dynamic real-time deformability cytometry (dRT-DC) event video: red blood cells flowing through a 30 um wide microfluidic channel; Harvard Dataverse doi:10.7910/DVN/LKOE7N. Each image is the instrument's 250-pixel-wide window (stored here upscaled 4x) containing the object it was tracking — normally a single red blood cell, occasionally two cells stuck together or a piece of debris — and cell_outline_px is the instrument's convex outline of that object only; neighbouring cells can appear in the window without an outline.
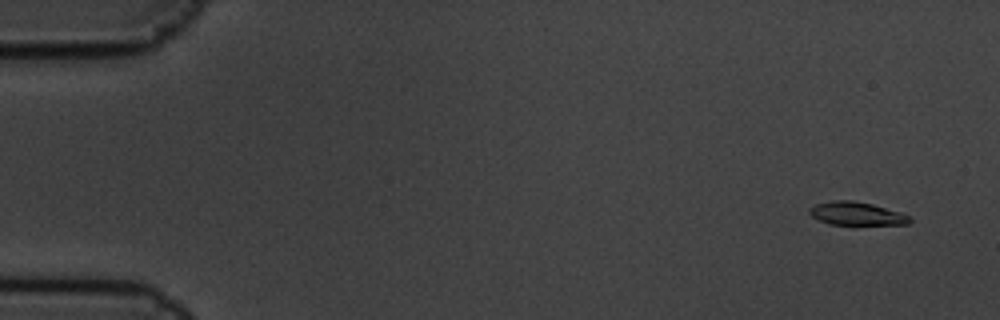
{"species": "common noctule bat (a hibernating species)", "species_latin": "Nyctalus noctula", "temperature_condition": "cold", "stored_images_in_passage": 6, "camera_frame_rate_fps": 3000, "um_per_image_px": 0.085, "animal": {"sex": "male", "body_mass_g": 19.5, "forearm_length_mm": 54.6}, "frame": {"image": 1, "passage_image": 1, "time_ms": 0.0, "image_size_px": [1000, 320], "cell_outline_px": [[912, 220], [908, 224], [828, 224], [812, 216], [808, 212], [808, 208], [816, 204], [832, 200], [852, 200], [872, 204], [900, 212], [908, 216]], "centroid_in_image_um": [72.77, 18.14], "position_along_channel_um": 12.2, "area_um2": 13.41}}
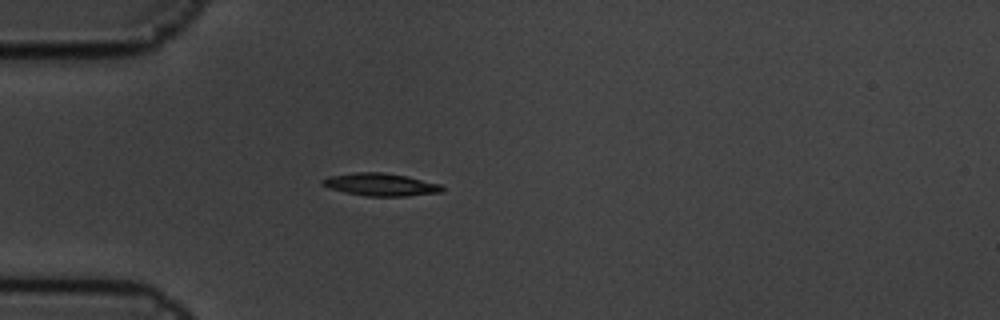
{"frame": {"image": 2, "passage_image": 5, "time_ms": 1.333, "image_size_px": [1000, 320], "cell_outline_px": [[444, 192], [408, 196], [368, 196], [344, 192], [320, 184], [320, 180], [328, 176], [356, 172], [380, 172], [408, 176], [440, 184], [444, 188]], "centroid_in_image_um": [32.37, 15.68], "position_along_channel_um": 52.6, "area_um2": 15.84}}